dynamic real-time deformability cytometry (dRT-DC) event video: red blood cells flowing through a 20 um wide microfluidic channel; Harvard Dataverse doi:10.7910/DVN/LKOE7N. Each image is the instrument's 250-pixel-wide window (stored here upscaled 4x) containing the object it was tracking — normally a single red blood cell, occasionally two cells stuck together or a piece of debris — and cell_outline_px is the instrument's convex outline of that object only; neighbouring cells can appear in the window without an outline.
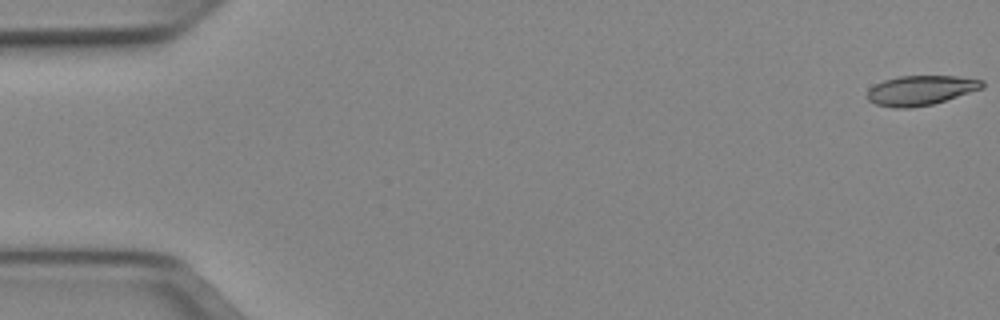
{"species": "Egyptian fruit bat (a non-hibernating species)", "species_latin": "Rousettus aegyptiacus", "temperature_condition": "cold", "stored_images_in_passage": 52, "camera_frame_rate_fps": 3000, "um_per_image_px": 0.085, "animal": {"sex": "female"}, "frame": {"image": 1, "passage_image": 1, "time_ms": 0.0, "image_size_px": [1000, 320], "cell_outline_px": [[984, 88], [932, 104], [912, 108], [892, 108], [876, 104], [868, 100], [868, 88], [884, 80], [900, 76], [956, 76], [984, 80]], "centroid_in_image_um": [78.26, 7.68], "position_along_channel_um": 6.7, "area_um2": 19.88}}
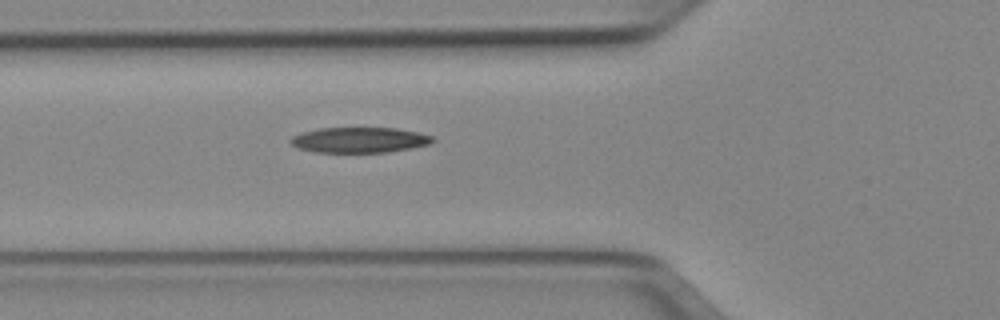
{"frame": {"image": 2, "passage_image": 19, "time_ms": 6.0, "image_size_px": [1000, 320], "cell_outline_px": [[436, 140], [432, 144], [412, 148], [388, 152], [316, 152], [300, 148], [292, 144], [288, 140], [292, 136], [300, 132], [320, 128], [396, 128], [420, 132], [432, 136]], "centroid_in_image_um": [30.6, 11.89], "position_along_channel_um": 95.2, "area_um2": 21.21}}
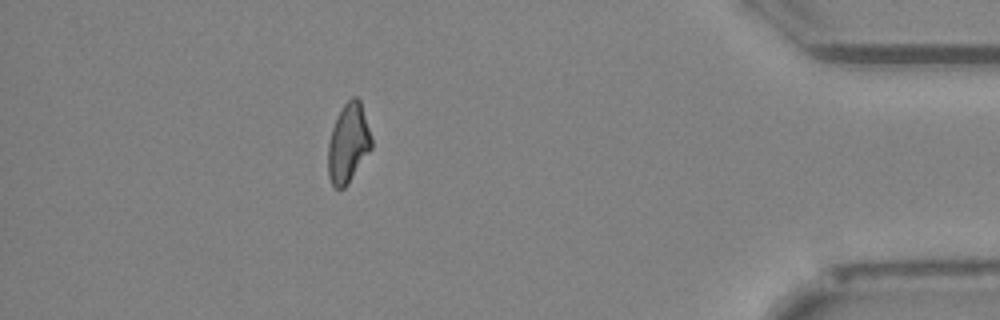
{"frame": {"image": 3, "passage_image": 46, "time_ms": 15.0, "image_size_px": [1000, 320], "cell_outline_px": [[372, 148], [348, 184], [344, 188], [336, 188], [332, 184], [328, 176], [328, 144], [332, 128], [336, 116], [344, 104], [352, 96], [356, 96], [360, 100], [372, 136]], "centroid_in_image_um": [29.61, 12.16], "position_along_channel_um": 405.6, "area_um2": 20.17}, "authors_computed_cell_mechanics": {"area_um2": 20.808, "velocity_mm_per_s": 3.9649, "shape_relaxation_time_tau1_ms": null, "shape_relaxation_time_tau2_ms": 4.589, "deformation_change_tau1": null, "deformation_change_tau2": 0.1288}}